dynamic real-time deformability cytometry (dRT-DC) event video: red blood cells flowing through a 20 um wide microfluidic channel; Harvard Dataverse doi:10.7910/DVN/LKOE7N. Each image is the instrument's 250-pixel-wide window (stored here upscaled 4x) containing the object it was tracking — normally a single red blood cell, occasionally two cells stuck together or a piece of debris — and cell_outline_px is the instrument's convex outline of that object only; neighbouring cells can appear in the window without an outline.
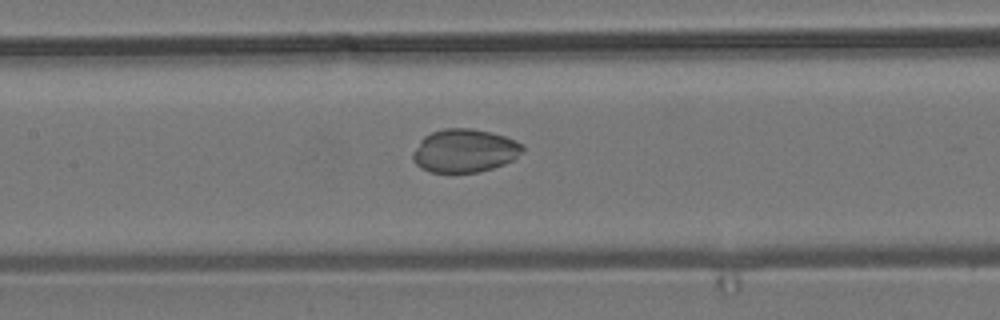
{"species": "common noctule bat (a hibernating species)", "species_latin": "Nyctalus noctula", "temperature_condition": "room temperature", "stored_images_in_passage": 30, "camera_frame_rate_fps": 3000, "um_per_image_px": 0.085, "animal": {"sex": "male", "body_mass_g": 19.2, "forearm_length_mm": 51.8}, "frame": {"image": 1, "passage_image": 25, "time_ms": 8.0, "image_size_px": [1000, 320], "cell_outline_px": [[524, 152], [512, 160], [504, 164], [480, 172], [432, 172], [420, 168], [412, 160], [412, 152], [420, 140], [424, 136], [432, 132], [444, 128], [472, 128], [492, 132], [516, 140], [524, 144]], "centroid_in_image_um": [39.5, 12.8], "position_along_channel_um": 167.9, "area_um2": 27.98}}
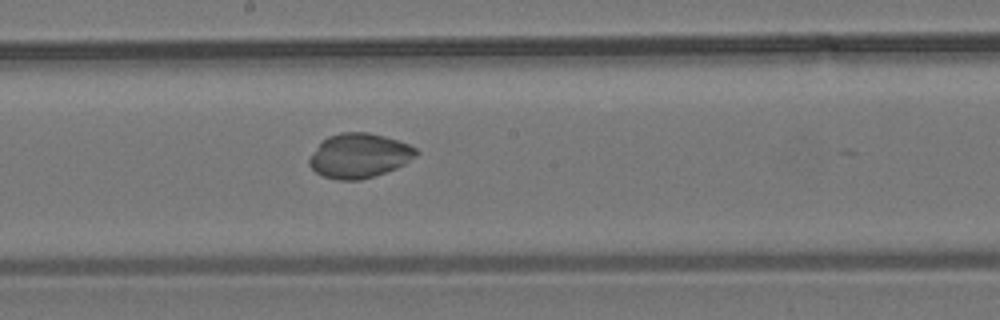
{"frame": {"image": 2, "passage_image": 29, "time_ms": 9.333, "image_size_px": [1000, 320], "cell_outline_px": [[420, 152], [416, 156], [404, 164], [396, 168], [360, 180], [336, 180], [324, 176], [316, 172], [308, 164], [308, 160], [320, 144], [328, 136], [340, 132], [368, 132], [384, 136], [408, 144], [416, 148]], "centroid_in_image_um": [30.54, 13.23], "position_along_channel_um": 217.7, "area_um2": 27.46}}